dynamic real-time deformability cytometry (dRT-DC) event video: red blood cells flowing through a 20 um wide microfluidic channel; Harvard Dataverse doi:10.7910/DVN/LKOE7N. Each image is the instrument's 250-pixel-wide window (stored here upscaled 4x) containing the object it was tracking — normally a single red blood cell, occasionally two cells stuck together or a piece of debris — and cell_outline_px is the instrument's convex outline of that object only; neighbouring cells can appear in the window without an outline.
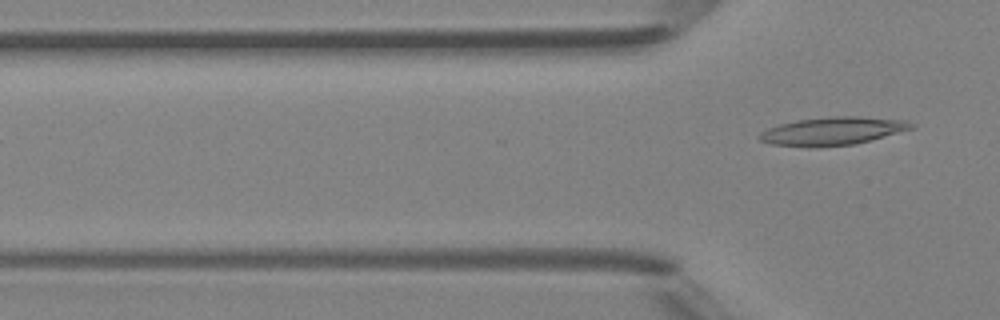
{"species": "Egyptian fruit bat (a non-hibernating species)", "species_latin": "Rousettus aegyptiacus", "temperature_condition": "room temperature", "stored_images_in_passage": 3, "segment_of_instrument_passage": [2, 2], "camera_frame_rate_fps": 3000, "um_per_image_px": 0.085, "animal": {"sex": "female"}, "frame": {"image": 1, "passage_image": 3, "time_ms": 2.333, "image_size_px": [1000, 320], "cell_outline_px": [[916, 128], [852, 144], [816, 148], [808, 148], [772, 144], [760, 140], [756, 136], [760, 132], [768, 128], [780, 124], [796, 120], [836, 116], [856, 116], [904, 120], [916, 124]], "centroid_in_image_um": [70.74, 11.15], "position_along_channel_um": 55.1, "area_um2": 24.91}}